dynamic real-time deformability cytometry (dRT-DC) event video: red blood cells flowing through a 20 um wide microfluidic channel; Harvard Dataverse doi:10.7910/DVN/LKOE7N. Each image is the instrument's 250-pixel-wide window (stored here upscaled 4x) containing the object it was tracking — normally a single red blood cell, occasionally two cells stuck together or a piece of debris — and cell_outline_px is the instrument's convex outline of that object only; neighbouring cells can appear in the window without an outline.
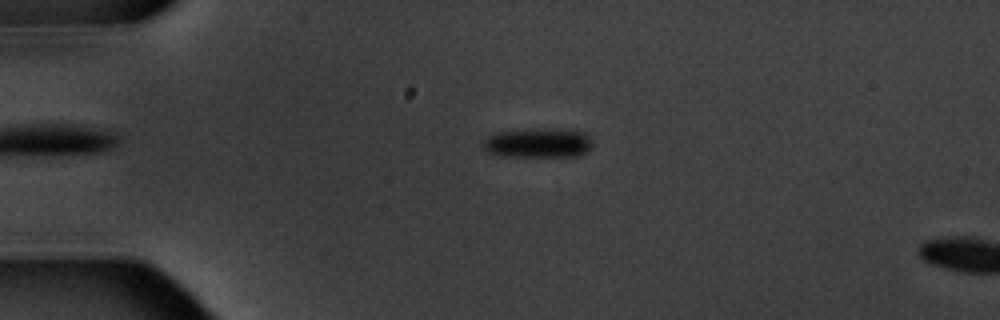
{"species": "common noctule bat (a hibernating species)", "species_latin": "Nyctalus noctula", "temperature_condition": "warm", "stored_images_in_passage": 5, "segment_of_instrument_passage": [1, 2], "camera_frame_rate_fps": 3000, "um_per_image_px": 0.085, "animal": {"sex": "male", "body_mass_g": 20.1, "forearm_length_mm": 53.5}, "frame": {"image": 1, "passage_image": 3, "time_ms": 2.667, "image_size_px": [1000, 320], "cell_outline_px": [[592, 148], [588, 152], [576, 156], [500, 156], [488, 152], [480, 144], [488, 136], [496, 132], [536, 128], [572, 128], [584, 132], [592, 140]], "centroid_in_image_um": [45.78, 12.12], "position_along_channel_um": 39.2, "area_um2": 19.42}}